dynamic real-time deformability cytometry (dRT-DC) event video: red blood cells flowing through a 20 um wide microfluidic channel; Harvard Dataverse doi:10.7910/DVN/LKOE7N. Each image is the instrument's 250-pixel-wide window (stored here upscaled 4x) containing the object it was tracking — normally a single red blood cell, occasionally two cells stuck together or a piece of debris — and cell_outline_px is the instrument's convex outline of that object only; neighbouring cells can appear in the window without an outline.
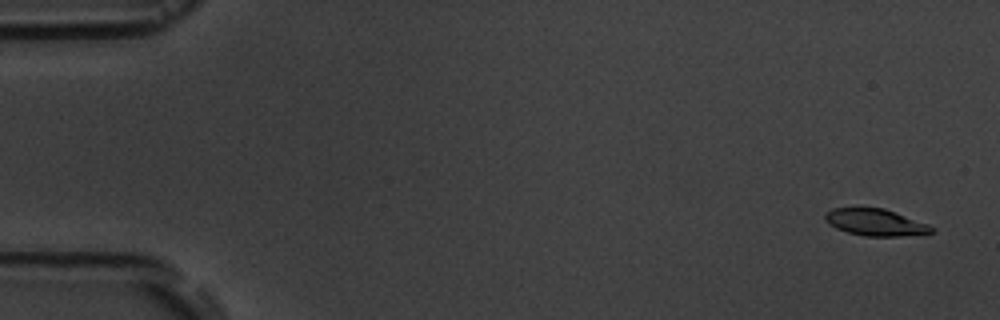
{"species": "common noctule bat (a hibernating species)", "species_latin": "Nyctalus noctula", "temperature_condition": "room temperature", "stored_images_in_passage": 3, "camera_frame_rate_fps": 3000, "um_per_image_px": 0.085, "animal": {"sex": "male", "body_mass_g": 19.5, "forearm_length_mm": 54.6}, "frame": {"image": 1, "passage_image": 3, "time_ms": 18.667, "image_size_px": [1000, 320], "cell_outline_px": [[936, 232], [900, 236], [864, 236], [848, 232], [836, 228], [828, 224], [824, 220], [824, 216], [832, 208], [884, 208], [896, 212], [928, 224], [936, 228]], "centroid_in_image_um": [74.43, 18.9], "position_along_channel_um": 10.6, "area_um2": 16.65}}